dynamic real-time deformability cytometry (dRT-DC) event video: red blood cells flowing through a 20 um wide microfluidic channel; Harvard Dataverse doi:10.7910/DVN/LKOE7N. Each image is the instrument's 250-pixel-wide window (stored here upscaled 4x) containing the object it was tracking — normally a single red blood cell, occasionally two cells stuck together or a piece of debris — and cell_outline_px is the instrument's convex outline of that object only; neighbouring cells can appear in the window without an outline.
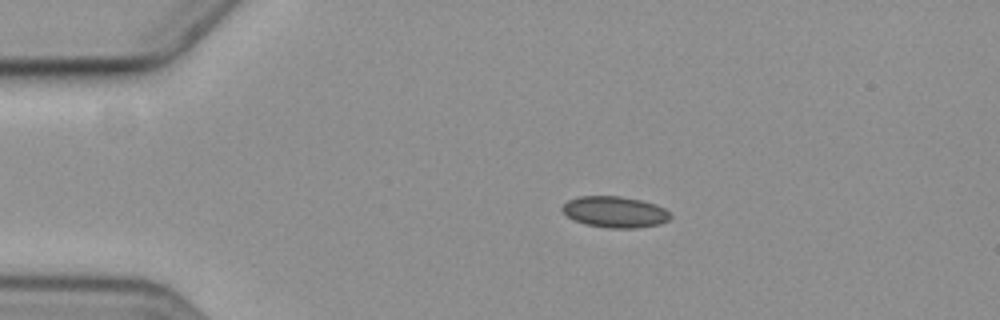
{"species": "common noctule bat (a hibernating species)", "species_latin": "Nyctalus noctula", "temperature_condition": "cold", "stored_images_in_passage": 5, "camera_frame_rate_fps": 3000, "um_per_image_px": 0.085, "animal": {"sex": "female", "body_mass_g": 19.3, "forearm_length_mm": 54.1}, "frame": {"image": 1, "passage_image": 3, "time_ms": 2.667, "image_size_px": [1000, 320], "cell_outline_px": [[672, 216], [668, 220], [660, 224], [636, 228], [608, 228], [584, 224], [572, 220], [560, 208], [568, 200], [580, 196], [620, 196], [640, 200], [656, 204], [664, 208]], "centroid_in_image_um": [52.25, 18.02], "position_along_channel_um": 32.7, "area_um2": 19.71}}